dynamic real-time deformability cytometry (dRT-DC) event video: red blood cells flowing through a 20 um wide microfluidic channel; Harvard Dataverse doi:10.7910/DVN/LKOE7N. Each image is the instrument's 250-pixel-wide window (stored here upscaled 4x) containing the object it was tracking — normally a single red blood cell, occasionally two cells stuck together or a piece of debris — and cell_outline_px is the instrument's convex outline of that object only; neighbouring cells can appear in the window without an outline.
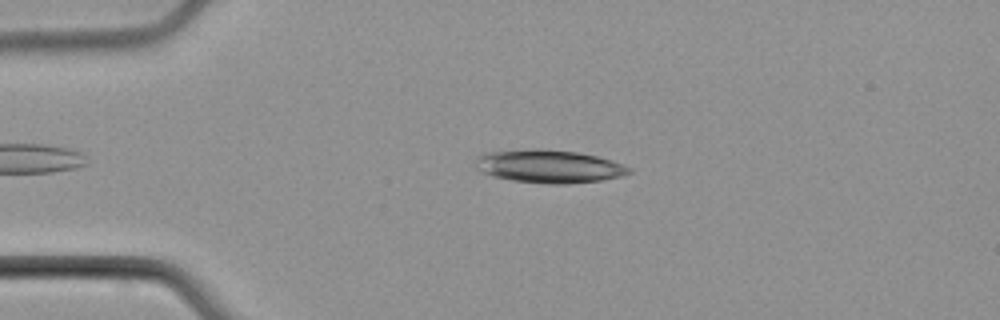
{"species": "common noctule bat (a hibernating species)", "species_latin": "Nyctalus noctula", "temperature_condition": "cold", "stored_images_in_passage": 3, "camera_frame_rate_fps": 3000, "um_per_image_px": 0.085, "animal": {"sex": "male", "body_mass_g": 21.5, "forearm_length_mm": 52.0}, "frame": {"image": 1, "passage_image": 3, "time_ms": 2.333, "image_size_px": [1000, 320], "cell_outline_px": [[632, 172], [620, 176], [604, 180], [568, 184], [548, 184], [512, 180], [492, 176], [480, 172], [476, 168], [476, 156], [484, 152], [532, 148], [544, 148], [576, 152], [596, 156], [612, 160], [624, 164], [632, 168]], "centroid_in_image_um": [46.65, 14.13], "position_along_channel_um": 38.4, "area_um2": 30.06}}